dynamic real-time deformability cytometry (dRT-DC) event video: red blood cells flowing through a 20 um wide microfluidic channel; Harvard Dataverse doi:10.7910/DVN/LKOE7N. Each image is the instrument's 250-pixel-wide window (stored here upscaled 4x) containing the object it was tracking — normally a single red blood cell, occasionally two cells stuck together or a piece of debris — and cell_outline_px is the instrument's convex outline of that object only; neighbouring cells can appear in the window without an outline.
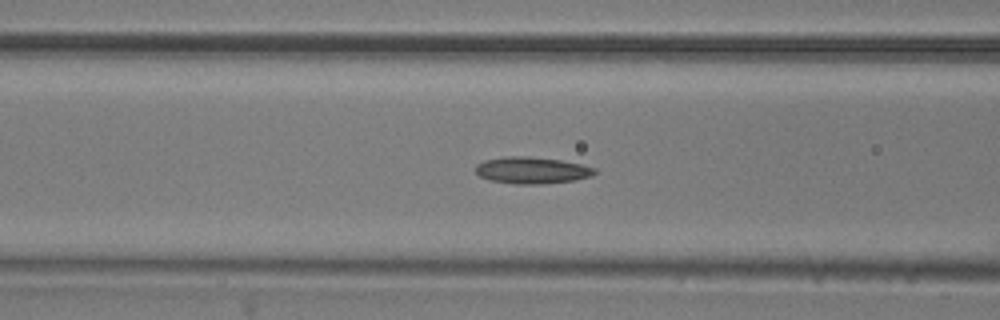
{"species": "common noctule bat (a hibernating species)", "species_latin": "Nyctalus noctula", "temperature_condition": "room temperature", "stored_images_in_passage": 6, "camera_frame_rate_fps": 3000, "um_per_image_px": 0.085, "animal": {"sex": "male", "body_mass_g": 20.5, "forearm_length_mm": 52.5}, "frame": {"image": 1, "passage_image": 6, "time_ms": 1.667, "image_size_px": [1000, 320], "cell_outline_px": [[596, 172], [592, 176], [576, 180], [544, 184], [516, 184], [492, 180], [480, 176], [476, 172], [476, 164], [484, 160], [508, 156], [528, 156], [560, 160], [580, 164], [596, 168]], "centroid_in_image_um": [45.23, 14.47], "position_along_channel_um": 121.4, "area_um2": 18.5}}